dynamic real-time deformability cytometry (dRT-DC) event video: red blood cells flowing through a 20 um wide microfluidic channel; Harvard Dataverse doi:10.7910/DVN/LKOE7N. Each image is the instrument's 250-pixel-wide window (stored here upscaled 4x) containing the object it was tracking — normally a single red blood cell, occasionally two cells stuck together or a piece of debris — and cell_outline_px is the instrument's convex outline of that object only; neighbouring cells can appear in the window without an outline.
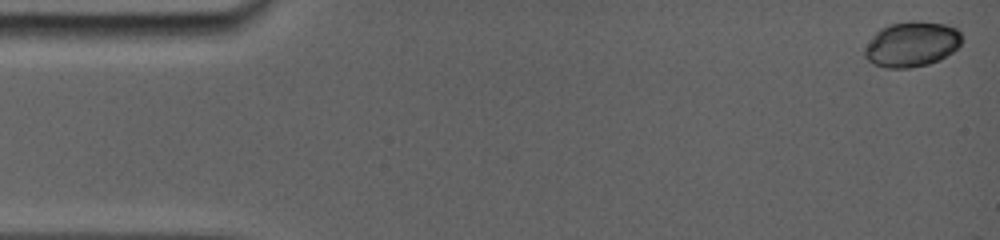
{"species": "common noctule bat (a hibernating species)", "species_latin": "Nyctalus noctula", "temperature_condition": "room temperature", "stored_images_in_passage": 6, "camera_frame_rate_fps": 5000, "um_per_image_px": 0.085, "animal": {"sex": "female", "body_mass_g": 19.0, "forearm_length_mm": 56.7}, "frame": {"image": 1, "passage_image": 1, "time_ms": 0.0, "image_size_px": [1000, 240], "cell_outline_px": [[960, 44], [952, 52], [940, 60], [928, 64], [908, 68], [888, 68], [872, 64], [864, 56], [864, 48], [876, 32], [880, 28], [892, 24], [908, 20], [916, 20], [944, 24], [956, 28], [960, 32]], "centroid_in_image_um": [77.47, 3.75], "position_along_channel_um": 7.5, "area_um2": 25.61}}